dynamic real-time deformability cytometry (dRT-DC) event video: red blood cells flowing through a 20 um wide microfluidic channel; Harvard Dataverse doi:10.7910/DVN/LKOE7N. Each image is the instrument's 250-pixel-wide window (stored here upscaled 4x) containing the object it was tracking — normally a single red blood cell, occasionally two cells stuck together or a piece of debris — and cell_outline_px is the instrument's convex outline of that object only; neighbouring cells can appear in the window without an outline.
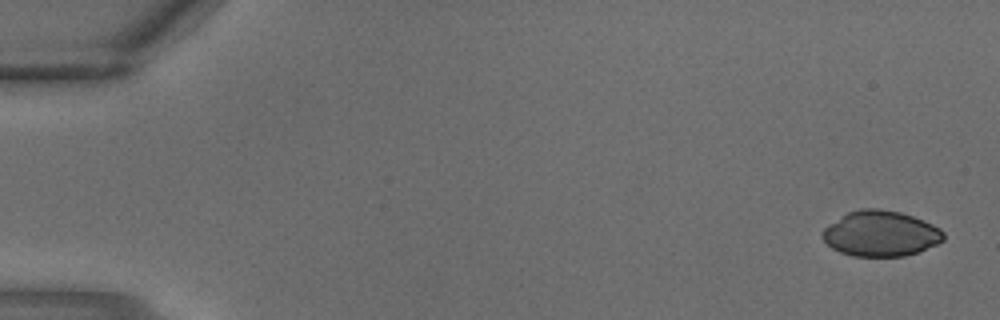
{"species": "common noctule bat (a hibernating species)", "species_latin": "Nyctalus noctula", "temperature_condition": "warm", "stored_images_in_passage": 3, "camera_frame_rate_fps": 3000, "um_per_image_px": 0.085, "animal": {"sex": "male", "body_mass_g": 18.8}, "frame": {"image": 1, "passage_image": 1, "time_ms": 0.0, "image_size_px": [1000, 320], "cell_outline_px": [[944, 240], [936, 244], [916, 252], [904, 256], [852, 256], [840, 252], [832, 248], [820, 236], [820, 232], [828, 224], [848, 212], [860, 208], [876, 208], [900, 212], [924, 220], [940, 228], [944, 232]], "centroid_in_image_um": [74.83, 19.85], "position_along_channel_um": 10.2, "area_um2": 32.14}}